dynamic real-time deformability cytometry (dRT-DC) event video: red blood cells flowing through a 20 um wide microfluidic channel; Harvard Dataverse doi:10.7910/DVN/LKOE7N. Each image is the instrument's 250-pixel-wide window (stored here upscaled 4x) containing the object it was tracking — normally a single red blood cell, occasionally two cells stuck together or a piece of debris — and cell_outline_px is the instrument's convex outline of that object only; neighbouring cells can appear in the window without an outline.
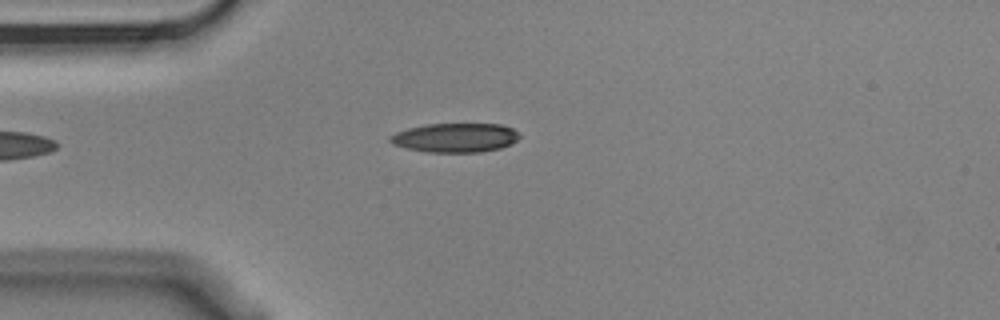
{"species": "Egyptian fruit bat (a non-hibernating species)", "species_latin": "Rousettus aegyptiacus", "temperature_condition": "cold", "stored_images_in_passage": 4, "camera_frame_rate_fps": 3000, "um_per_image_px": 0.085, "animal": {"sex": "male"}, "frame": {"image": 1, "passage_image": 4, "time_ms": 1.0, "image_size_px": [1000, 320], "cell_outline_px": [[520, 136], [512, 144], [500, 148], [480, 152], [428, 152], [408, 148], [392, 144], [388, 140], [388, 136], [396, 132], [408, 128], [428, 124], [500, 124], [512, 128]], "centroid_in_image_um": [38.68, 11.7], "position_along_channel_um": 46.3, "area_um2": 21.91}}